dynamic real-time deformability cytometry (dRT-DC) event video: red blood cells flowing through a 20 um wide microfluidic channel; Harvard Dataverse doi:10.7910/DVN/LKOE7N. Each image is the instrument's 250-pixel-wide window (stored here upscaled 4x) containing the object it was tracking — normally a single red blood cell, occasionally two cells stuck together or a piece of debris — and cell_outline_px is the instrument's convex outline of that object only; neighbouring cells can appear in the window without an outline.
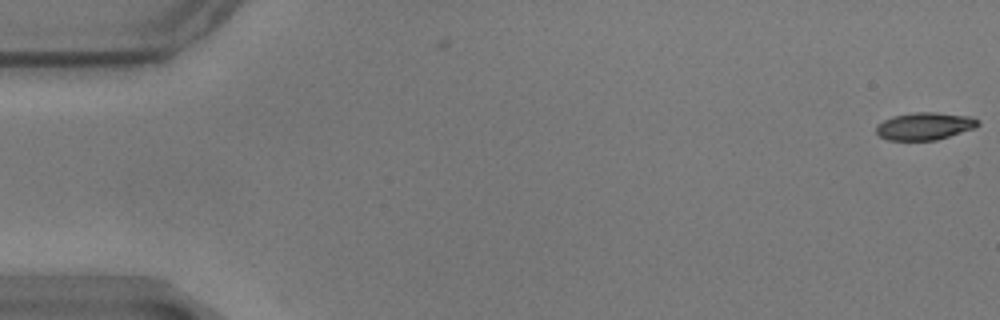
{"species": "common noctule bat (a hibernating species)", "species_latin": "Nyctalus noctula", "temperature_condition": "warm", "stored_images_in_passage": 2, "camera_frame_rate_fps": 3000, "um_per_image_px": 0.085, "animal": {"sex": "male", "body_mass_g": 17.9}, "frame": {"image": 1, "passage_image": 2, "time_ms": 0.333, "image_size_px": [1000, 320], "cell_outline_px": [[980, 124], [976, 128], [936, 140], [888, 140], [880, 136], [876, 132], [876, 124], [892, 116], [912, 112], [936, 112], [972, 116], [980, 120]], "centroid_in_image_um": [78.63, 10.71], "position_along_channel_um": 6.4, "area_um2": 16.53}}